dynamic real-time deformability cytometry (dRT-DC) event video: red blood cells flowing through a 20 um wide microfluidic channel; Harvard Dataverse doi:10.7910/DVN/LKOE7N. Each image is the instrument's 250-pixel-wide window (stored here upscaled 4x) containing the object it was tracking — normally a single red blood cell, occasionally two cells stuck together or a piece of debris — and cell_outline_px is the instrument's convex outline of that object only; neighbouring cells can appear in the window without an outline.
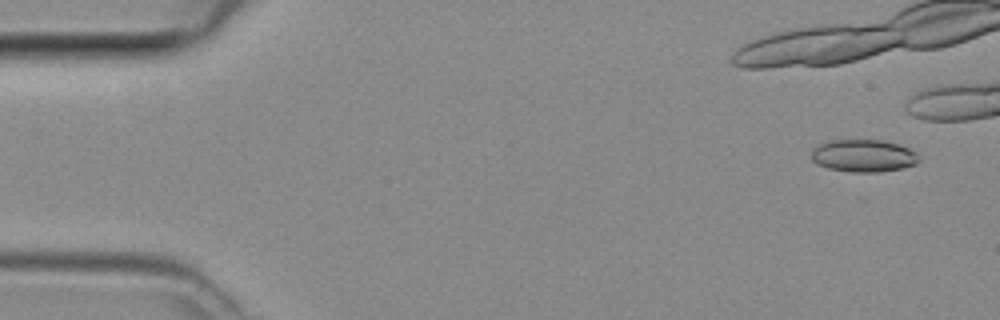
{"species": "common noctule bat (a hibernating species)", "species_latin": "Nyctalus noctula", "temperature_condition": "room temperature", "stored_images_in_passage": 16, "camera_frame_rate_fps": 3000, "um_per_image_px": 0.085, "animal": {"sex": "female", "body_mass_g": 29.2, "forearm_length_mm": 56.3}, "frame": {"image": 1, "passage_image": 3, "time_ms": 0.667, "image_size_px": [1000, 320], "cell_outline_px": [[920, 160], [916, 164], [900, 168], [880, 172], [852, 172], [828, 168], [816, 164], [808, 156], [820, 144], [832, 140], [880, 140], [896, 144], [908, 148], [916, 152], [920, 156]], "centroid_in_image_um": [73.39, 13.25], "position_along_channel_um": 11.6, "area_um2": 20.29}}